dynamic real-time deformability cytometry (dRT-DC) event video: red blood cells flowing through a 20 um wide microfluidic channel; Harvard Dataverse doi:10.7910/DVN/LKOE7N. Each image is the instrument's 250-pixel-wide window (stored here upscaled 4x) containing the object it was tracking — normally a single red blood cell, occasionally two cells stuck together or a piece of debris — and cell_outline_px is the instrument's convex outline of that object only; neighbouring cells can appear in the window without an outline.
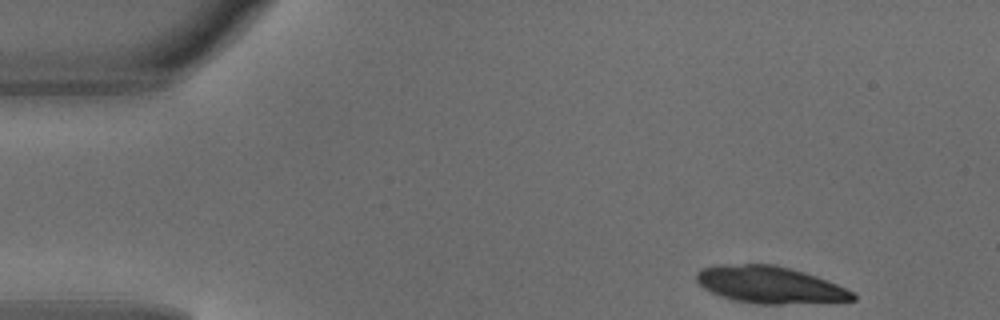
{"species": "common noctule bat (a hibernating species)", "species_latin": "Nyctalus noctula", "temperature_condition": "warm", "stored_images_in_passage": 5, "camera_frame_rate_fps": 3000, "um_per_image_px": 0.085, "animal": {"sex": "male", "body_mass_g": 18.8}, "frame": {"image": 1, "passage_image": 1, "time_ms": 0.0, "image_size_px": [1000, 320], "cell_outline_px": [[856, 300], [780, 304], [756, 304], [736, 300], [720, 296], [704, 288], [696, 280], [696, 272], [700, 268], [716, 264], [776, 264], [804, 272], [816, 276], [836, 284], [852, 292], [856, 296]], "centroid_in_image_um": [65.38, 24.19], "position_along_channel_um": 19.6, "area_um2": 33.58}}
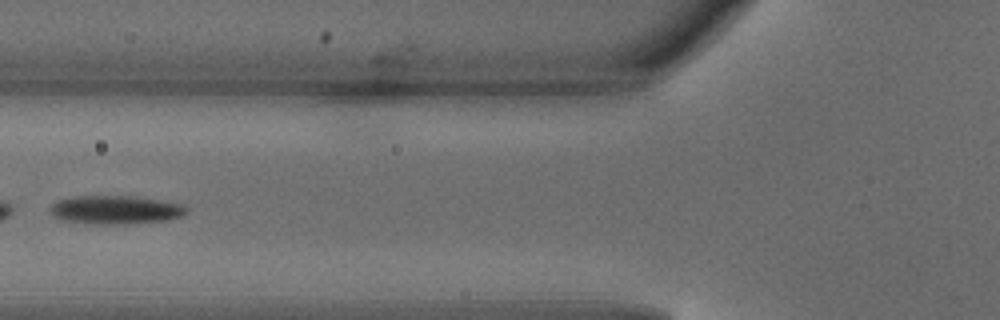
{"frame": {"image": 2, "passage_image": 4, "time_ms": 1.0, "image_size_px": [1000, 320], "cell_outline_px": [[188, 212], [180, 216], [168, 220], [128, 224], [96, 224], [60, 220], [52, 216], [52, 204], [56, 200], [72, 196], [136, 196], [184, 204], [188, 208]], "centroid_in_image_um": [9.83, 17.83], "position_along_channel_um": 116.0, "area_um2": 22.89}}
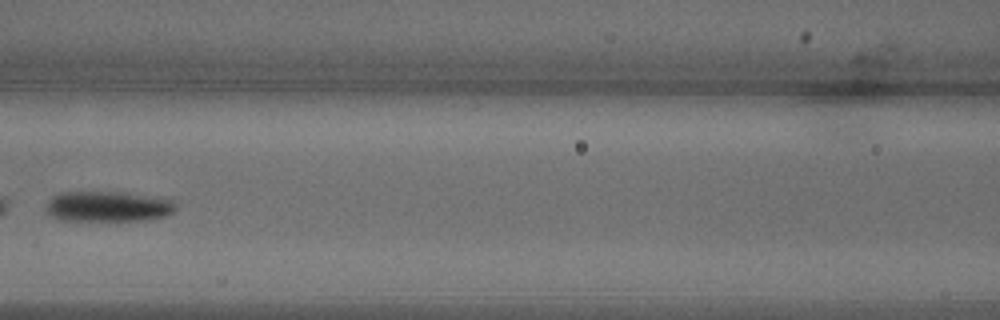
{"frame": {"image": 3, "passage_image": 5, "time_ms": 1.333, "image_size_px": [1000, 320], "cell_outline_px": [[180, 204], [168, 216], [148, 220], [60, 220], [52, 216], [48, 212], [48, 200], [52, 196], [60, 192], [120, 192], [148, 196], [172, 200]], "centroid_in_image_um": [9.22, 17.55], "position_along_channel_um": 157.4, "area_um2": 22.95}}